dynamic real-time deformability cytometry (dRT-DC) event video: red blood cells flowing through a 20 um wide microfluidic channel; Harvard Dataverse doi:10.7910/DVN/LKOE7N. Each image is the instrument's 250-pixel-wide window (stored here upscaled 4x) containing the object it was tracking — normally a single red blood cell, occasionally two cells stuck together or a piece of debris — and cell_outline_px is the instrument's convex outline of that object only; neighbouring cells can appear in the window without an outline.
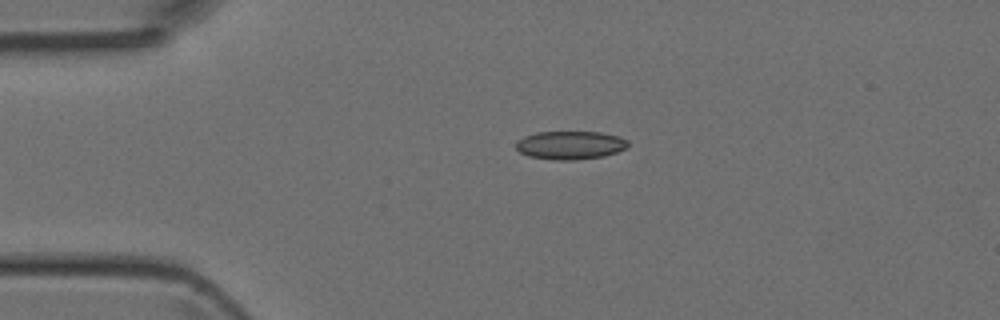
{"species": "Egyptian fruit bat (a non-hibernating species)", "species_latin": "Rousettus aegyptiacus", "temperature_condition": "room temperature", "stored_images_in_passage": 11, "camera_frame_rate_fps": 3000, "um_per_image_px": 0.085, "animal": {"sex": "female"}, "frame": {"image": 1, "passage_image": 1, "time_ms": 0.0, "image_size_px": [1000, 320], "cell_outline_px": [[628, 148], [604, 156], [576, 160], [552, 160], [528, 156], [520, 152], [516, 148], [516, 140], [524, 136], [536, 132], [600, 132], [620, 136], [628, 140]], "centroid_in_image_um": [48.47, 12.34], "position_along_channel_um": 36.5, "area_um2": 18.73}}
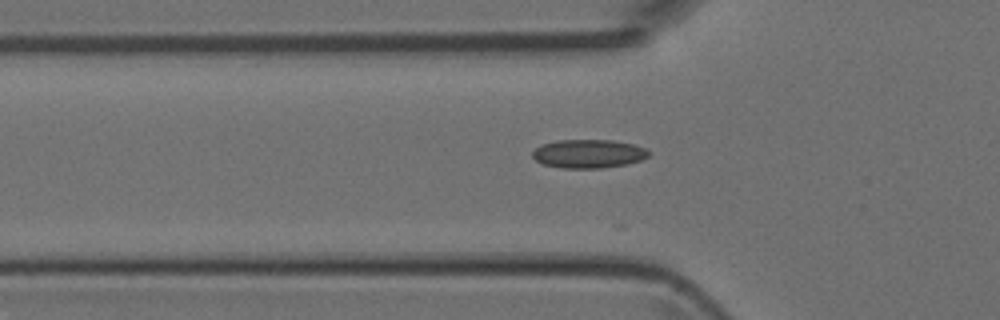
{"frame": {"image": 2, "passage_image": 6, "time_ms": 1.667, "image_size_px": [1000, 320], "cell_outline_px": [[652, 152], [648, 156], [640, 160], [628, 164], [600, 168], [560, 168], [544, 164], [536, 160], [532, 156], [532, 152], [536, 148], [544, 144], [556, 140], [612, 140], [636, 144], [648, 148]], "centroid_in_image_um": [50.08, 13.06], "position_along_channel_um": 75.7, "area_um2": 19.54}}
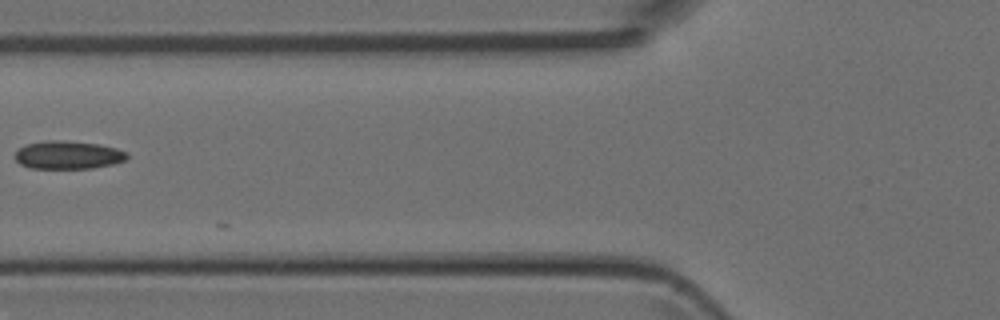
{"frame": {"image": 3, "passage_image": 9, "time_ms": 2.667, "image_size_px": [1000, 320], "cell_outline_px": [[128, 156], [124, 160], [112, 164], [92, 168], [32, 168], [20, 164], [16, 160], [16, 152], [20, 148], [28, 144], [48, 140], [60, 140], [96, 144], [116, 148], [128, 152]], "centroid_in_image_um": [5.79, 13.17], "position_along_channel_um": 120.0, "area_um2": 18.03}}